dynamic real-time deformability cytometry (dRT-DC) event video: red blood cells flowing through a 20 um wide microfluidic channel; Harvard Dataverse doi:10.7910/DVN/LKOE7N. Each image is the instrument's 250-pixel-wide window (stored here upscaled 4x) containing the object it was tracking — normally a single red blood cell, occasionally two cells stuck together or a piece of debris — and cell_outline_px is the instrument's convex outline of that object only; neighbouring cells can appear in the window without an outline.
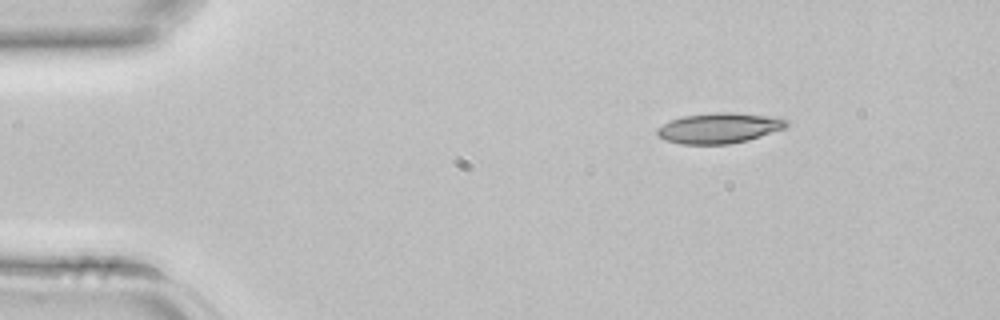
{"species": "common noctule bat (a hibernating species)", "species_latin": "Nyctalus noctula", "temperature_condition": "room temperature", "stored_images_in_passage": 2, "camera_frame_rate_fps": 3000, "um_per_image_px": 0.085, "animal": {"sex": "female", "body_mass_g": 22.7, "forearm_length_mm": 54.2}, "frame": {"image": 1, "passage_image": 1, "time_ms": 0.0, "image_size_px": [1000, 320], "cell_outline_px": [[788, 124], [784, 128], [748, 140], [728, 144], [680, 144], [664, 140], [656, 136], [656, 128], [672, 120], [684, 116], [716, 112], [728, 112], [768, 116], [788, 120]], "centroid_in_image_um": [61.07, 10.89], "position_along_channel_um": 23.9, "area_um2": 22.72}}